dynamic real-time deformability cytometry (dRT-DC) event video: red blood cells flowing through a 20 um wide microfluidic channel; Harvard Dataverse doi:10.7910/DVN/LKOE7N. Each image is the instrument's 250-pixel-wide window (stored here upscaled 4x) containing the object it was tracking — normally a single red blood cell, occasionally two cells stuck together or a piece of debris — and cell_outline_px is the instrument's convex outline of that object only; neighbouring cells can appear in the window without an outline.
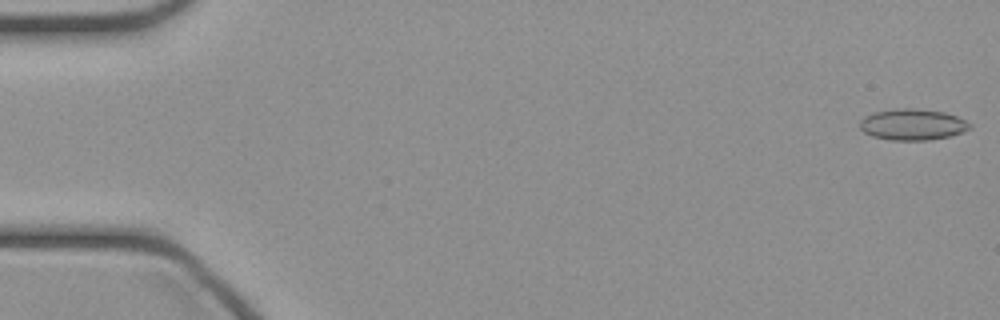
{"species": "common noctule bat (a hibernating species)", "species_latin": "Nyctalus noctula", "temperature_condition": "cold", "stored_images_in_passage": 11, "camera_frame_rate_fps": 3000, "um_per_image_px": 0.085, "animal": {"sex": "female", "body_mass_g": 21.9}, "frame": {"image": 1, "passage_image": 1, "time_ms": 0.0, "image_size_px": [1000, 320], "cell_outline_px": [[972, 128], [964, 132], [948, 136], [928, 140], [892, 140], [872, 136], [864, 132], [860, 128], [860, 120], [864, 116], [872, 112], [896, 108], [912, 108], [944, 112], [956, 116], [972, 124]], "centroid_in_image_um": [77.56, 10.58], "position_along_channel_um": 7.4, "area_um2": 20.06}}